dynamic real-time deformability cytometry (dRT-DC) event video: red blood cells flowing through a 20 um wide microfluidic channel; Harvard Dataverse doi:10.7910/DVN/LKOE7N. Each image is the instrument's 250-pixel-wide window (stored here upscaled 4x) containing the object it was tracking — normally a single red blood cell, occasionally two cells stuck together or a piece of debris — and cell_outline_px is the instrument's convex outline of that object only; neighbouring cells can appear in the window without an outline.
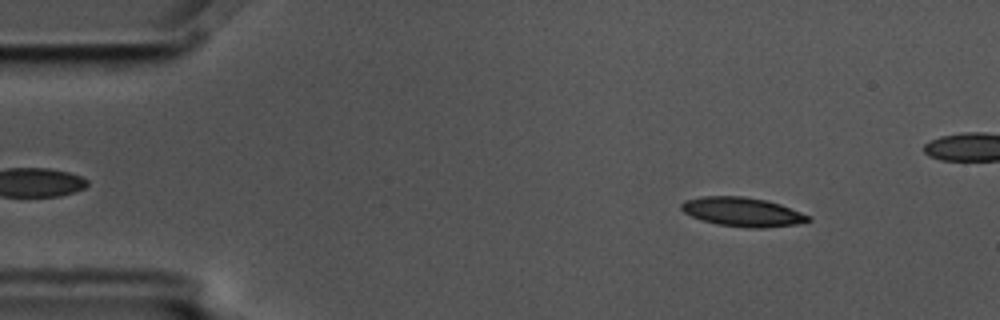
{"species": "common noctule bat (a hibernating species)", "species_latin": "Nyctalus noctula", "temperature_condition": "cold", "stored_images_in_passage": 4, "camera_frame_rate_fps": 3000, "um_per_image_px": 0.085, "animal": {"sex": "male", "body_mass_g": 17.5, "forearm_length_mm": 52.3}, "frame": {"image": 1, "passage_image": 1, "time_ms": 0.0, "image_size_px": [1000, 320], "cell_outline_px": [[812, 220], [796, 224], [764, 228], [748, 228], [716, 224], [692, 216], [684, 212], [680, 208], [680, 204], [684, 200], [700, 196], [744, 196], [768, 200], [780, 204], [812, 216]], "centroid_in_image_um": [63.12, 18.0], "position_along_channel_um": 21.9, "area_um2": 21.68}}